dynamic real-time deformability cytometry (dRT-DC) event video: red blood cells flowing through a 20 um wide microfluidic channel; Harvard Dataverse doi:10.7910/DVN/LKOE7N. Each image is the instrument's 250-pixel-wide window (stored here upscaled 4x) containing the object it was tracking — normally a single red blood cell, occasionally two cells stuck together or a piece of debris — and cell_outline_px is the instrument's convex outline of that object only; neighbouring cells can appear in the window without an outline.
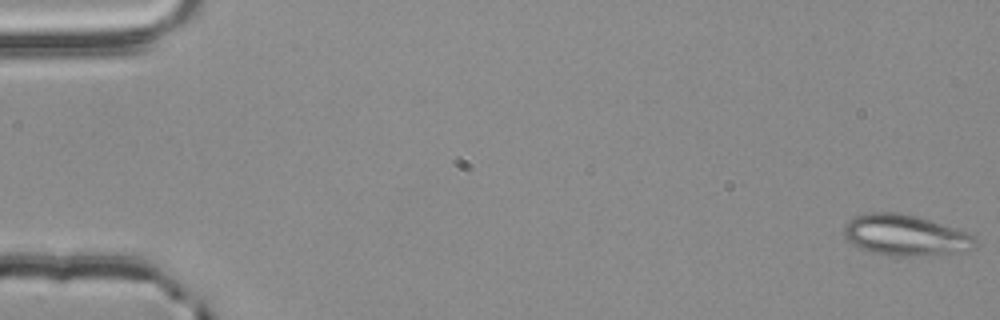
{"species": "common noctule bat (a hibernating species)", "species_latin": "Nyctalus noctula", "temperature_condition": "room temperature", "stored_images_in_passage": 4, "camera_frame_rate_fps": 3000, "um_per_image_px": 0.085, "animal": {"sex": "male", "body_mass_g": 20.4}, "frame": {"image": 1, "passage_image": 1, "time_ms": 0.0, "image_size_px": [1000, 320], "cell_outline_px": [[976, 248], [952, 252], [912, 256], [888, 256], [872, 252], [860, 248], [852, 244], [844, 236], [844, 228], [856, 216], [868, 212], [900, 212], [916, 216], [976, 236]], "centroid_in_image_um": [76.92, 19.99], "position_along_channel_um": 8.1, "area_um2": 30.75}}
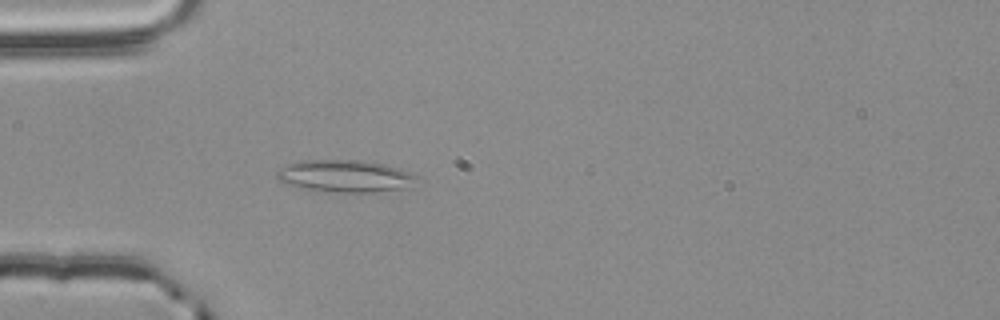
{"frame": {"image": 2, "passage_image": 4, "time_ms": 1.0, "image_size_px": [1000, 320], "cell_outline_px": [[416, 176], [396, 188], [372, 192], [340, 192], [308, 188], [292, 184], [280, 180], [276, 176], [276, 172], [280, 168], [288, 164], [300, 160], [364, 160], [384, 164], [408, 172]], "centroid_in_image_um": [29.19, 14.92], "position_along_channel_um": 55.8, "area_um2": 24.85}}